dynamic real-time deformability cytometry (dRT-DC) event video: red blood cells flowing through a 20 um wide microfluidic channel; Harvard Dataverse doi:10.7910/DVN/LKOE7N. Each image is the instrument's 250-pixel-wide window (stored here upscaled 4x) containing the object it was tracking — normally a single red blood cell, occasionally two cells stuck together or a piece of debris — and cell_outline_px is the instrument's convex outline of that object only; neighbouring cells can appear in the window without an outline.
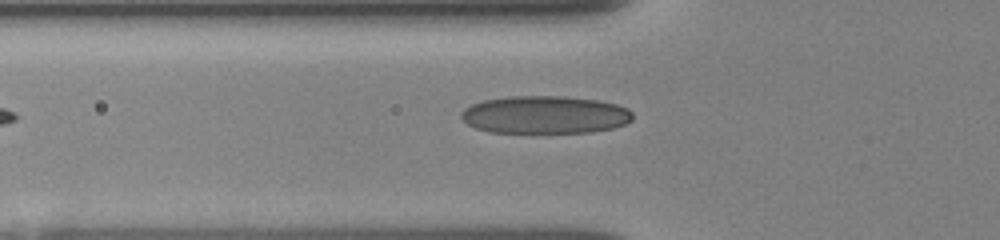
{"species": "human", "species_latin": "Homo sapiens", "temperature_condition": "room temperature", "stored_images_in_passage": 10, "camera_frame_rate_fps": 3000, "um_per_image_px": 0.085, "donor": {"sex": "female"}, "frame": {"image": 1, "passage_image": 10, "time_ms": 5.667, "image_size_px": [1000, 240], "cell_outline_px": [[632, 120], [624, 124], [612, 128], [592, 132], [488, 132], [476, 128], [468, 124], [460, 116], [460, 112], [464, 108], [472, 104], [484, 100], [508, 96], [564, 96], [600, 100], [616, 104], [628, 108], [632, 112]], "centroid_in_image_um": [46.32, 9.74], "position_along_channel_um": 79.5, "area_um2": 37.8}}